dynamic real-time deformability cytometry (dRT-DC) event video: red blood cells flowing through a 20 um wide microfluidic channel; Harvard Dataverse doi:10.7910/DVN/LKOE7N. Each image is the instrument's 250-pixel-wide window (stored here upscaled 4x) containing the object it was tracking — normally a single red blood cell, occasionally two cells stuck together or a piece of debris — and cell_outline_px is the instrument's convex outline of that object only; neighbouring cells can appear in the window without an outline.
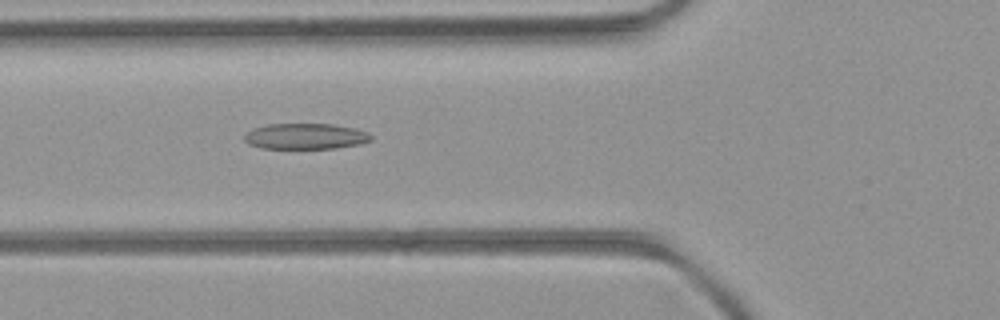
{"species": "common noctule bat (a hibernating species)", "species_latin": "Nyctalus noctula", "temperature_condition": "room temperature", "stored_images_in_passage": 52, "camera_frame_rate_fps": 3000, "um_per_image_px": 0.085, "animal": {"sex": "female", "body_mass_g": 21.9}, "frame": {"image": 1, "passage_image": 20, "time_ms": 6.333, "image_size_px": [1000, 320], "cell_outline_px": [[372, 140], [360, 144], [336, 148], [260, 148], [248, 144], [244, 140], [244, 136], [252, 128], [268, 124], [332, 124], [356, 128], [368, 132], [372, 136]], "centroid_in_image_um": [25.98, 11.58], "position_along_channel_um": 99.8, "area_um2": 19.13}}
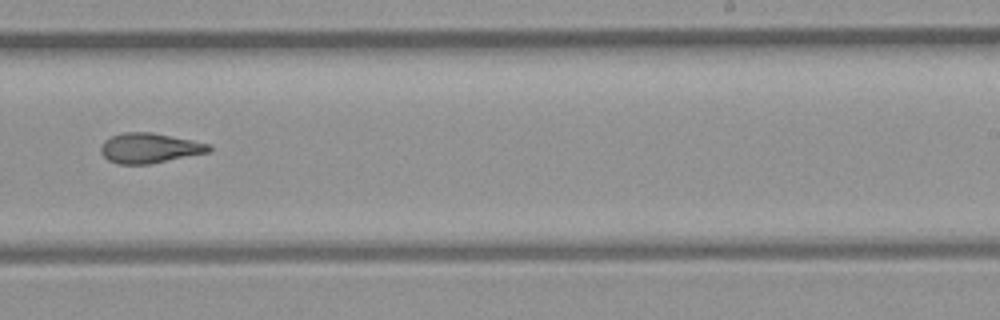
{"frame": {"image": 2, "passage_image": 33, "time_ms": 10.667, "image_size_px": [1000, 320], "cell_outline_px": [[212, 148], [208, 152], [148, 164], [116, 164], [108, 160], [100, 152], [100, 148], [104, 140], [112, 136], [124, 132], [152, 132], [192, 140], [208, 144]], "centroid_in_image_um": [12.66, 12.58], "position_along_channel_um": 276.3, "area_um2": 18.73}}
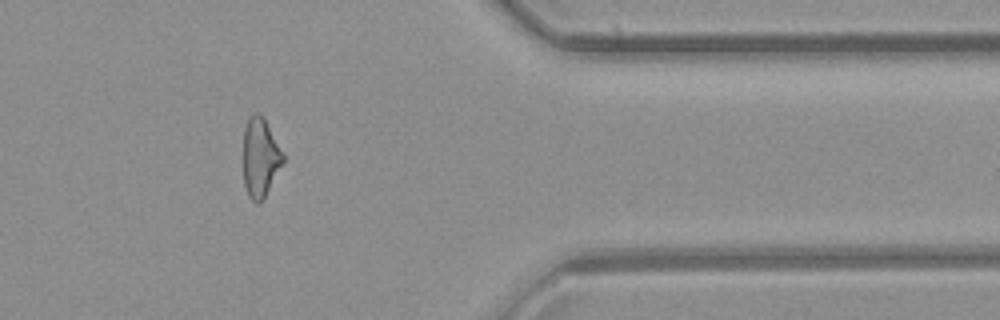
{"frame": {"image": 3, "passage_image": 43, "time_ms": 14.0, "image_size_px": [1000, 320], "cell_outline_px": [[284, 160], [264, 196], [256, 204], [248, 196], [244, 184], [244, 128], [248, 120], [256, 112], [260, 112], [284, 152]], "centroid_in_image_um": [22.12, 13.36], "position_along_channel_um": 389.3, "area_um2": 17.92}, "authors_computed_cell_mechanics": {"area_um2": 19.7098, "velocity_mm_per_s": 4.0595, "shape_relaxation_time_tau1_ms": null, "shape_relaxation_time_tau2_ms": 2.2862, "deformation_change_tau1": null, "deformation_change_tau2": 0.1093}}